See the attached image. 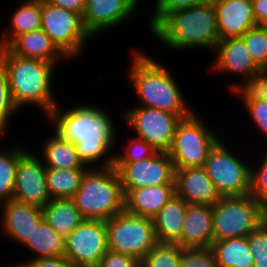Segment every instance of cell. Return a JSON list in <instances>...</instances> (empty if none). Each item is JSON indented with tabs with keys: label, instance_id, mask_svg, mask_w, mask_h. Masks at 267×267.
Returning <instances> with one entry per match:
<instances>
[{
	"label": "cell",
	"instance_id": "20",
	"mask_svg": "<svg viewBox=\"0 0 267 267\" xmlns=\"http://www.w3.org/2000/svg\"><path fill=\"white\" fill-rule=\"evenodd\" d=\"M213 242L212 206L188 204L178 245L184 249L211 248Z\"/></svg>",
	"mask_w": 267,
	"mask_h": 267
},
{
	"label": "cell",
	"instance_id": "6",
	"mask_svg": "<svg viewBox=\"0 0 267 267\" xmlns=\"http://www.w3.org/2000/svg\"><path fill=\"white\" fill-rule=\"evenodd\" d=\"M225 139L222 137L210 150L203 168L221 197L249 195L252 156L248 161L249 156L242 154L244 149L238 152L239 148L234 149L228 142L226 144Z\"/></svg>",
	"mask_w": 267,
	"mask_h": 267
},
{
	"label": "cell",
	"instance_id": "17",
	"mask_svg": "<svg viewBox=\"0 0 267 267\" xmlns=\"http://www.w3.org/2000/svg\"><path fill=\"white\" fill-rule=\"evenodd\" d=\"M213 55L214 60L209 67L220 76L221 74L229 77L236 75L239 78L241 77L240 81L243 82L260 70L248 52L242 37L219 40Z\"/></svg>",
	"mask_w": 267,
	"mask_h": 267
},
{
	"label": "cell",
	"instance_id": "15",
	"mask_svg": "<svg viewBox=\"0 0 267 267\" xmlns=\"http://www.w3.org/2000/svg\"><path fill=\"white\" fill-rule=\"evenodd\" d=\"M141 1L144 0H86L82 15L86 31L96 39L105 31L124 26L138 13Z\"/></svg>",
	"mask_w": 267,
	"mask_h": 267
},
{
	"label": "cell",
	"instance_id": "21",
	"mask_svg": "<svg viewBox=\"0 0 267 267\" xmlns=\"http://www.w3.org/2000/svg\"><path fill=\"white\" fill-rule=\"evenodd\" d=\"M5 48L11 54L25 58L40 59L55 65H62L64 61L65 64L66 61L70 62L52 42L50 36L42 29L20 34Z\"/></svg>",
	"mask_w": 267,
	"mask_h": 267
},
{
	"label": "cell",
	"instance_id": "24",
	"mask_svg": "<svg viewBox=\"0 0 267 267\" xmlns=\"http://www.w3.org/2000/svg\"><path fill=\"white\" fill-rule=\"evenodd\" d=\"M10 13L9 26L0 31V48H5L20 34L41 29V0H21Z\"/></svg>",
	"mask_w": 267,
	"mask_h": 267
},
{
	"label": "cell",
	"instance_id": "2",
	"mask_svg": "<svg viewBox=\"0 0 267 267\" xmlns=\"http://www.w3.org/2000/svg\"><path fill=\"white\" fill-rule=\"evenodd\" d=\"M142 49H130V66L128 73H125L127 81L132 84V94L137 99L135 102L140 104L136 103L137 106L160 109L181 119L190 116L196 109L187 102L178 77L171 73L167 64L159 62L158 58Z\"/></svg>",
	"mask_w": 267,
	"mask_h": 267
},
{
	"label": "cell",
	"instance_id": "28",
	"mask_svg": "<svg viewBox=\"0 0 267 267\" xmlns=\"http://www.w3.org/2000/svg\"><path fill=\"white\" fill-rule=\"evenodd\" d=\"M4 139L5 137H0V204L13 199L17 163L27 150V146L22 145L24 141H14L15 145L11 142H8V146L1 145L5 142Z\"/></svg>",
	"mask_w": 267,
	"mask_h": 267
},
{
	"label": "cell",
	"instance_id": "44",
	"mask_svg": "<svg viewBox=\"0 0 267 267\" xmlns=\"http://www.w3.org/2000/svg\"><path fill=\"white\" fill-rule=\"evenodd\" d=\"M254 17L258 26H267V0H252Z\"/></svg>",
	"mask_w": 267,
	"mask_h": 267
},
{
	"label": "cell",
	"instance_id": "10",
	"mask_svg": "<svg viewBox=\"0 0 267 267\" xmlns=\"http://www.w3.org/2000/svg\"><path fill=\"white\" fill-rule=\"evenodd\" d=\"M108 250L136 258L139 262L158 243L153 220L122 211L106 221Z\"/></svg>",
	"mask_w": 267,
	"mask_h": 267
},
{
	"label": "cell",
	"instance_id": "12",
	"mask_svg": "<svg viewBox=\"0 0 267 267\" xmlns=\"http://www.w3.org/2000/svg\"><path fill=\"white\" fill-rule=\"evenodd\" d=\"M107 252V227L103 220L84 219L64 238V256L77 267H97Z\"/></svg>",
	"mask_w": 267,
	"mask_h": 267
},
{
	"label": "cell",
	"instance_id": "42",
	"mask_svg": "<svg viewBox=\"0 0 267 267\" xmlns=\"http://www.w3.org/2000/svg\"><path fill=\"white\" fill-rule=\"evenodd\" d=\"M24 267H77L66 256L29 259Z\"/></svg>",
	"mask_w": 267,
	"mask_h": 267
},
{
	"label": "cell",
	"instance_id": "33",
	"mask_svg": "<svg viewBox=\"0 0 267 267\" xmlns=\"http://www.w3.org/2000/svg\"><path fill=\"white\" fill-rule=\"evenodd\" d=\"M263 149V153L259 152L256 156H252L253 165L250 195L258 202L261 209L267 214V148Z\"/></svg>",
	"mask_w": 267,
	"mask_h": 267
},
{
	"label": "cell",
	"instance_id": "7",
	"mask_svg": "<svg viewBox=\"0 0 267 267\" xmlns=\"http://www.w3.org/2000/svg\"><path fill=\"white\" fill-rule=\"evenodd\" d=\"M206 122L209 121L203 119L199 110L178 122L168 151L175 169L203 167L210 150L222 138L215 127Z\"/></svg>",
	"mask_w": 267,
	"mask_h": 267
},
{
	"label": "cell",
	"instance_id": "34",
	"mask_svg": "<svg viewBox=\"0 0 267 267\" xmlns=\"http://www.w3.org/2000/svg\"><path fill=\"white\" fill-rule=\"evenodd\" d=\"M19 113L11 97L7 73L0 65V137H8L11 119H16L14 116H19Z\"/></svg>",
	"mask_w": 267,
	"mask_h": 267
},
{
	"label": "cell",
	"instance_id": "5",
	"mask_svg": "<svg viewBox=\"0 0 267 267\" xmlns=\"http://www.w3.org/2000/svg\"><path fill=\"white\" fill-rule=\"evenodd\" d=\"M124 192L113 167L88 168L72 200L84 219L107 221L124 211Z\"/></svg>",
	"mask_w": 267,
	"mask_h": 267
},
{
	"label": "cell",
	"instance_id": "16",
	"mask_svg": "<svg viewBox=\"0 0 267 267\" xmlns=\"http://www.w3.org/2000/svg\"><path fill=\"white\" fill-rule=\"evenodd\" d=\"M0 207L1 236L22 247L43 219L42 208L13 199L0 204Z\"/></svg>",
	"mask_w": 267,
	"mask_h": 267
},
{
	"label": "cell",
	"instance_id": "45",
	"mask_svg": "<svg viewBox=\"0 0 267 267\" xmlns=\"http://www.w3.org/2000/svg\"><path fill=\"white\" fill-rule=\"evenodd\" d=\"M253 267H267V256L264 257H253Z\"/></svg>",
	"mask_w": 267,
	"mask_h": 267
},
{
	"label": "cell",
	"instance_id": "32",
	"mask_svg": "<svg viewBox=\"0 0 267 267\" xmlns=\"http://www.w3.org/2000/svg\"><path fill=\"white\" fill-rule=\"evenodd\" d=\"M183 251L176 243H157L142 259L140 267H179Z\"/></svg>",
	"mask_w": 267,
	"mask_h": 267
},
{
	"label": "cell",
	"instance_id": "27",
	"mask_svg": "<svg viewBox=\"0 0 267 267\" xmlns=\"http://www.w3.org/2000/svg\"><path fill=\"white\" fill-rule=\"evenodd\" d=\"M42 210L43 218L63 238L84 220L72 199H51Z\"/></svg>",
	"mask_w": 267,
	"mask_h": 267
},
{
	"label": "cell",
	"instance_id": "22",
	"mask_svg": "<svg viewBox=\"0 0 267 267\" xmlns=\"http://www.w3.org/2000/svg\"><path fill=\"white\" fill-rule=\"evenodd\" d=\"M124 210L136 216L153 218L176 194L175 184H163L140 189H123Z\"/></svg>",
	"mask_w": 267,
	"mask_h": 267
},
{
	"label": "cell",
	"instance_id": "9",
	"mask_svg": "<svg viewBox=\"0 0 267 267\" xmlns=\"http://www.w3.org/2000/svg\"><path fill=\"white\" fill-rule=\"evenodd\" d=\"M41 29L71 61L82 56L93 38L86 31L82 15L41 1Z\"/></svg>",
	"mask_w": 267,
	"mask_h": 267
},
{
	"label": "cell",
	"instance_id": "41",
	"mask_svg": "<svg viewBox=\"0 0 267 267\" xmlns=\"http://www.w3.org/2000/svg\"><path fill=\"white\" fill-rule=\"evenodd\" d=\"M97 267H140V262L133 256L108 250Z\"/></svg>",
	"mask_w": 267,
	"mask_h": 267
},
{
	"label": "cell",
	"instance_id": "46",
	"mask_svg": "<svg viewBox=\"0 0 267 267\" xmlns=\"http://www.w3.org/2000/svg\"><path fill=\"white\" fill-rule=\"evenodd\" d=\"M9 264H11V265H8V266H4V267H24L23 265H21V264H18V263H14V264H12V263H9Z\"/></svg>",
	"mask_w": 267,
	"mask_h": 267
},
{
	"label": "cell",
	"instance_id": "1",
	"mask_svg": "<svg viewBox=\"0 0 267 267\" xmlns=\"http://www.w3.org/2000/svg\"><path fill=\"white\" fill-rule=\"evenodd\" d=\"M63 103L61 100L44 122L74 145L76 154L88 168L114 166L113 150L119 139L117 119L115 121L111 113L95 103L73 104L67 109Z\"/></svg>",
	"mask_w": 267,
	"mask_h": 267
},
{
	"label": "cell",
	"instance_id": "4",
	"mask_svg": "<svg viewBox=\"0 0 267 267\" xmlns=\"http://www.w3.org/2000/svg\"><path fill=\"white\" fill-rule=\"evenodd\" d=\"M0 65L7 73L11 97L19 111L37 107L46 118L62 100L53 89L58 65L11 54L6 48H0Z\"/></svg>",
	"mask_w": 267,
	"mask_h": 267
},
{
	"label": "cell",
	"instance_id": "26",
	"mask_svg": "<svg viewBox=\"0 0 267 267\" xmlns=\"http://www.w3.org/2000/svg\"><path fill=\"white\" fill-rule=\"evenodd\" d=\"M24 247L31 252L32 256L13 263L24 265L29 259L64 256V238L44 218L34 228L31 236L23 245Z\"/></svg>",
	"mask_w": 267,
	"mask_h": 267
},
{
	"label": "cell",
	"instance_id": "37",
	"mask_svg": "<svg viewBox=\"0 0 267 267\" xmlns=\"http://www.w3.org/2000/svg\"><path fill=\"white\" fill-rule=\"evenodd\" d=\"M206 0H154L152 6L154 9L151 10L146 24L148 30H150L166 13L171 11H177L181 9H187L195 6H199Z\"/></svg>",
	"mask_w": 267,
	"mask_h": 267
},
{
	"label": "cell",
	"instance_id": "39",
	"mask_svg": "<svg viewBox=\"0 0 267 267\" xmlns=\"http://www.w3.org/2000/svg\"><path fill=\"white\" fill-rule=\"evenodd\" d=\"M179 267H218L211 248L184 249Z\"/></svg>",
	"mask_w": 267,
	"mask_h": 267
},
{
	"label": "cell",
	"instance_id": "11",
	"mask_svg": "<svg viewBox=\"0 0 267 267\" xmlns=\"http://www.w3.org/2000/svg\"><path fill=\"white\" fill-rule=\"evenodd\" d=\"M117 115L130 129V134L145 140L158 152H168L181 118L160 109L130 105Z\"/></svg>",
	"mask_w": 267,
	"mask_h": 267
},
{
	"label": "cell",
	"instance_id": "31",
	"mask_svg": "<svg viewBox=\"0 0 267 267\" xmlns=\"http://www.w3.org/2000/svg\"><path fill=\"white\" fill-rule=\"evenodd\" d=\"M229 94L238 97V101L267 100V69H260L243 82L227 84Z\"/></svg>",
	"mask_w": 267,
	"mask_h": 267
},
{
	"label": "cell",
	"instance_id": "30",
	"mask_svg": "<svg viewBox=\"0 0 267 267\" xmlns=\"http://www.w3.org/2000/svg\"><path fill=\"white\" fill-rule=\"evenodd\" d=\"M88 168H46L47 191L51 199H72Z\"/></svg>",
	"mask_w": 267,
	"mask_h": 267
},
{
	"label": "cell",
	"instance_id": "13",
	"mask_svg": "<svg viewBox=\"0 0 267 267\" xmlns=\"http://www.w3.org/2000/svg\"><path fill=\"white\" fill-rule=\"evenodd\" d=\"M122 189L175 184V167L168 152H156L139 162H114Z\"/></svg>",
	"mask_w": 267,
	"mask_h": 267
},
{
	"label": "cell",
	"instance_id": "8",
	"mask_svg": "<svg viewBox=\"0 0 267 267\" xmlns=\"http://www.w3.org/2000/svg\"><path fill=\"white\" fill-rule=\"evenodd\" d=\"M212 213L214 241L247 237L267 219V214L250 194L221 197L212 206Z\"/></svg>",
	"mask_w": 267,
	"mask_h": 267
},
{
	"label": "cell",
	"instance_id": "29",
	"mask_svg": "<svg viewBox=\"0 0 267 267\" xmlns=\"http://www.w3.org/2000/svg\"><path fill=\"white\" fill-rule=\"evenodd\" d=\"M218 267H253L247 237L214 241L211 247Z\"/></svg>",
	"mask_w": 267,
	"mask_h": 267
},
{
	"label": "cell",
	"instance_id": "25",
	"mask_svg": "<svg viewBox=\"0 0 267 267\" xmlns=\"http://www.w3.org/2000/svg\"><path fill=\"white\" fill-rule=\"evenodd\" d=\"M51 132V134H50ZM42 145L40 144L37 150V154L43 161L46 168L56 169H76V168H88L85 166L78 155L76 154L75 147L72 143L63 139L52 128L49 130L48 137L42 139ZM39 151V152H38Z\"/></svg>",
	"mask_w": 267,
	"mask_h": 267
},
{
	"label": "cell",
	"instance_id": "38",
	"mask_svg": "<svg viewBox=\"0 0 267 267\" xmlns=\"http://www.w3.org/2000/svg\"><path fill=\"white\" fill-rule=\"evenodd\" d=\"M242 108L246 111L248 118L252 121V127L254 126L256 132L259 131L260 135L265 139L267 145V100L263 101H241Z\"/></svg>",
	"mask_w": 267,
	"mask_h": 267
},
{
	"label": "cell",
	"instance_id": "19",
	"mask_svg": "<svg viewBox=\"0 0 267 267\" xmlns=\"http://www.w3.org/2000/svg\"><path fill=\"white\" fill-rule=\"evenodd\" d=\"M175 191L188 204L213 206L221 198L203 167L175 169Z\"/></svg>",
	"mask_w": 267,
	"mask_h": 267
},
{
	"label": "cell",
	"instance_id": "35",
	"mask_svg": "<svg viewBox=\"0 0 267 267\" xmlns=\"http://www.w3.org/2000/svg\"><path fill=\"white\" fill-rule=\"evenodd\" d=\"M128 140L126 143L122 144L123 142H120L123 137L117 139V144L120 145V147L117 146V149L115 148V157L114 162H139L143 159H147L151 156H153L157 151L150 146L145 140L138 138L133 135L131 138L128 133ZM119 142V143H118Z\"/></svg>",
	"mask_w": 267,
	"mask_h": 267
},
{
	"label": "cell",
	"instance_id": "36",
	"mask_svg": "<svg viewBox=\"0 0 267 267\" xmlns=\"http://www.w3.org/2000/svg\"><path fill=\"white\" fill-rule=\"evenodd\" d=\"M253 61L260 69H267V26H256L243 36Z\"/></svg>",
	"mask_w": 267,
	"mask_h": 267
},
{
	"label": "cell",
	"instance_id": "43",
	"mask_svg": "<svg viewBox=\"0 0 267 267\" xmlns=\"http://www.w3.org/2000/svg\"><path fill=\"white\" fill-rule=\"evenodd\" d=\"M46 1L52 5L62 7L75 13L83 15L86 0H41Z\"/></svg>",
	"mask_w": 267,
	"mask_h": 267
},
{
	"label": "cell",
	"instance_id": "40",
	"mask_svg": "<svg viewBox=\"0 0 267 267\" xmlns=\"http://www.w3.org/2000/svg\"><path fill=\"white\" fill-rule=\"evenodd\" d=\"M253 257L267 256V219L247 236Z\"/></svg>",
	"mask_w": 267,
	"mask_h": 267
},
{
	"label": "cell",
	"instance_id": "3",
	"mask_svg": "<svg viewBox=\"0 0 267 267\" xmlns=\"http://www.w3.org/2000/svg\"><path fill=\"white\" fill-rule=\"evenodd\" d=\"M151 36L172 52L212 51L219 42L216 11L212 0L199 6L166 13L150 30Z\"/></svg>",
	"mask_w": 267,
	"mask_h": 267
},
{
	"label": "cell",
	"instance_id": "18",
	"mask_svg": "<svg viewBox=\"0 0 267 267\" xmlns=\"http://www.w3.org/2000/svg\"><path fill=\"white\" fill-rule=\"evenodd\" d=\"M219 39L242 37L257 25L252 0H212Z\"/></svg>",
	"mask_w": 267,
	"mask_h": 267
},
{
	"label": "cell",
	"instance_id": "23",
	"mask_svg": "<svg viewBox=\"0 0 267 267\" xmlns=\"http://www.w3.org/2000/svg\"><path fill=\"white\" fill-rule=\"evenodd\" d=\"M187 205L188 203L175 194L152 218L158 243L180 242Z\"/></svg>",
	"mask_w": 267,
	"mask_h": 267
},
{
	"label": "cell",
	"instance_id": "14",
	"mask_svg": "<svg viewBox=\"0 0 267 267\" xmlns=\"http://www.w3.org/2000/svg\"><path fill=\"white\" fill-rule=\"evenodd\" d=\"M29 147L17 163L13 200L43 208L50 200L46 183V167Z\"/></svg>",
	"mask_w": 267,
	"mask_h": 267
}]
</instances>
